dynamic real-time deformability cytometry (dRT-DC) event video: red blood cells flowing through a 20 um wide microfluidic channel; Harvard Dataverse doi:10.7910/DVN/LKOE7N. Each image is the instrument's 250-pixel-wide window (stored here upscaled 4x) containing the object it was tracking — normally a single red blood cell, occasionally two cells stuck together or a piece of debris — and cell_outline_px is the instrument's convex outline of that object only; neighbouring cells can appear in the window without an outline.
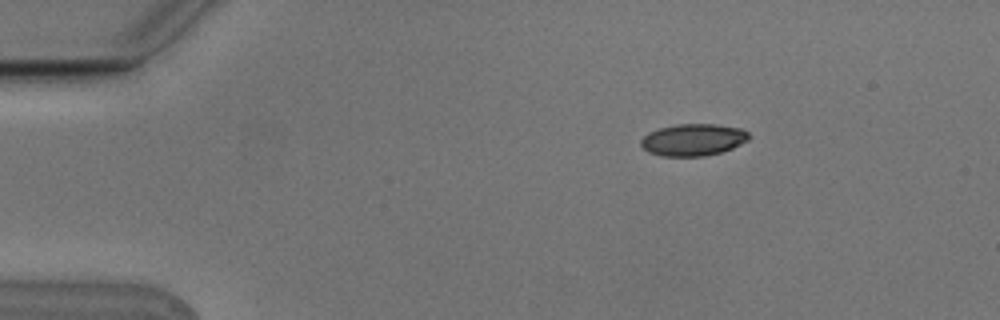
{"species": "Egyptian fruit bat (a non-hibernating species)", "species_latin": "Rousettus aegyptiacus", "temperature_condition": "cold", "stored_images_in_passage": 3, "camera_frame_rate_fps": 3000, "um_per_image_px": 0.085, "animal": {"sex": "male"}, "frame": {"image": 1, "passage_image": 1, "time_ms": 0.0, "image_size_px": [1000, 320], "cell_outline_px": [[752, 136], [748, 140], [732, 148], [720, 152], [704, 156], [660, 156], [648, 152], [640, 144], [640, 140], [648, 132], [660, 128], [676, 124], [716, 124], [740, 128], [748, 132]], "centroid_in_image_um": [58.92, 11.88], "position_along_channel_um": 26.1, "area_um2": 20.17}}